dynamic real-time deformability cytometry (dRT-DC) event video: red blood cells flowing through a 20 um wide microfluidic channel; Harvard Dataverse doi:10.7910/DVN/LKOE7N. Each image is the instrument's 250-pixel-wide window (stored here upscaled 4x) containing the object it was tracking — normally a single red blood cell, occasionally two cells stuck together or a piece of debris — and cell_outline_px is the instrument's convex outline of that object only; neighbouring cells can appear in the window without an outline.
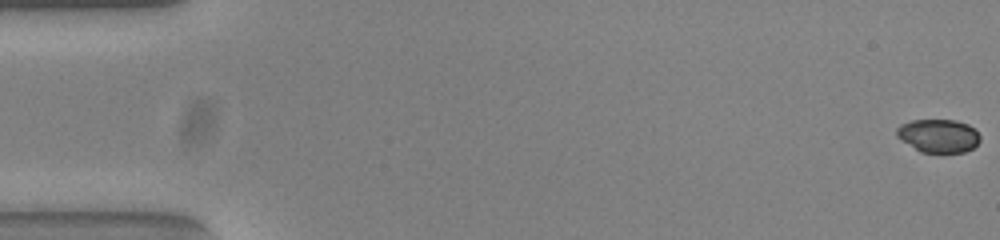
{"species": "common noctule bat (a hibernating species)", "species_latin": "Nyctalus noctula", "temperature_condition": "warm", "stored_images_in_passage": 54, "camera_frame_rate_fps": 3000, "um_per_image_px": 0.085, "animal": {"sex": "female", "body_mass_g": 23.0, "forearm_length_mm": 53.4}, "frame": {"image": 1, "passage_image": 1, "time_ms": 0.0, "image_size_px": [1000, 240], "cell_outline_px": [[980, 140], [972, 148], [964, 152], [920, 152], [896, 136], [896, 128], [900, 124], [912, 120], [956, 120], [968, 124], [980, 136]], "centroid_in_image_um": [79.74, 11.53], "position_along_channel_um": 5.3, "area_um2": 16.07}}
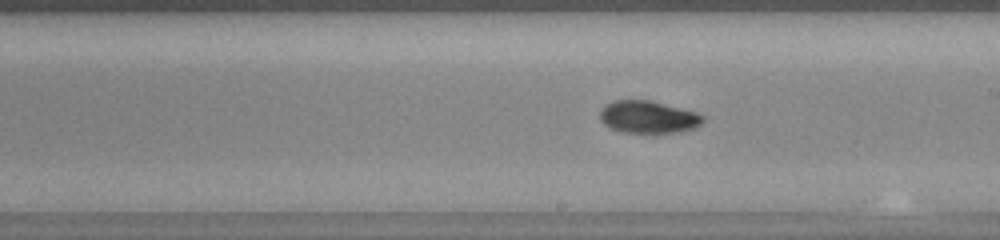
{"frame": {"image": 2, "passage_image": 31, "time_ms": 10.0, "image_size_px": [1000, 240], "cell_outline_px": [[704, 120], [700, 124], [692, 128], [676, 132], [624, 132], [608, 128], [600, 120], [600, 108], [616, 100], [652, 100], [696, 112], [704, 116]], "centroid_in_image_um": [55.07, 9.93], "position_along_channel_um": 233.9, "area_um2": 19.31}}
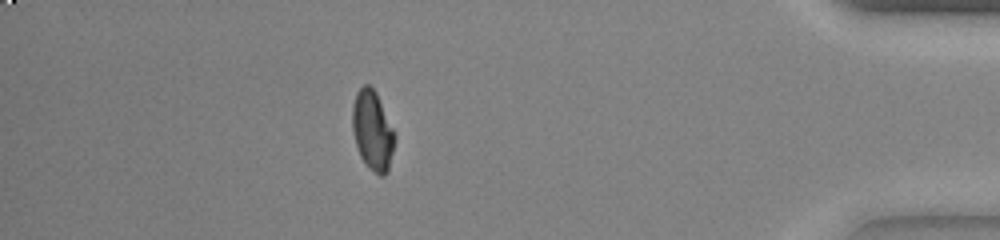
{"frame": {"image": 3, "passage_image": 48, "time_ms": 15.667, "image_size_px": [1000, 240], "cell_outline_px": [[396, 136], [388, 172], [384, 176], [380, 176], [364, 164], [360, 156], [356, 144], [352, 128], [352, 104], [356, 92], [364, 84], [368, 84], [376, 92]], "centroid_in_image_um": [31.65, 11.11], "position_along_channel_um": 403.5, "area_um2": 19.65}, "authors_computed_cell_mechanics": {"area_um2": 19.363, "velocity_mm_per_s": 3.8393, "shape_relaxation_time_tau1_ms": 4.4595, "shape_relaxation_time_tau2_ms": 5.2076, "deformation_change_tau1": 0.1661, "deformation_change_tau2": 0.0852}}